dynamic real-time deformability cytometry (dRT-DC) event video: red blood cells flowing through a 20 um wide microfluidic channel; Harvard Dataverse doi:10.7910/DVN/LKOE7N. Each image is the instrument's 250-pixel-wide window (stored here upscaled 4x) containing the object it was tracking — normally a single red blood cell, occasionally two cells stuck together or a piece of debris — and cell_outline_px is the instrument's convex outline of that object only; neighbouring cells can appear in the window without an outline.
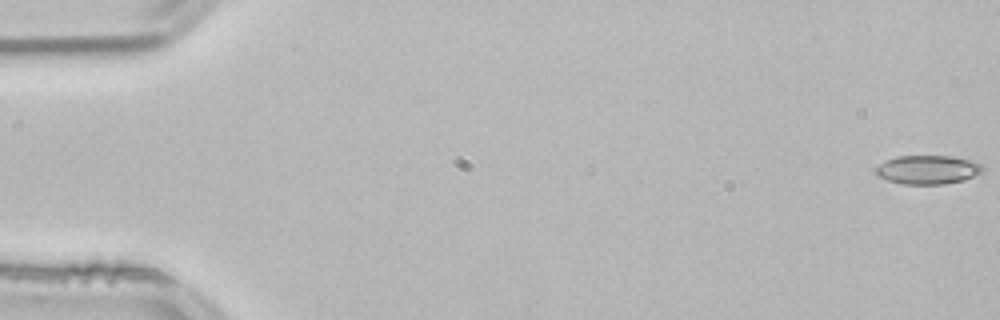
{"species": "common noctule bat (a hibernating species)", "species_latin": "Nyctalus noctula", "temperature_condition": "room temperature", "stored_images_in_passage": 54, "camera_frame_rate_fps": 3000, "um_per_image_px": 0.085, "animal": {"sex": "male", "body_mass_g": 21.5, "forearm_length_mm": 52.0}, "frame": {"image": 1, "passage_image": 1, "time_ms": 0.0, "image_size_px": [1000, 320], "cell_outline_px": [[984, 168], [980, 172], [964, 180], [944, 184], [904, 184], [888, 180], [876, 176], [872, 168], [876, 164], [884, 160], [896, 156], [952, 156], [976, 160]], "centroid_in_image_um": [78.79, 14.41], "position_along_channel_um": 6.2, "area_um2": 18.32}}
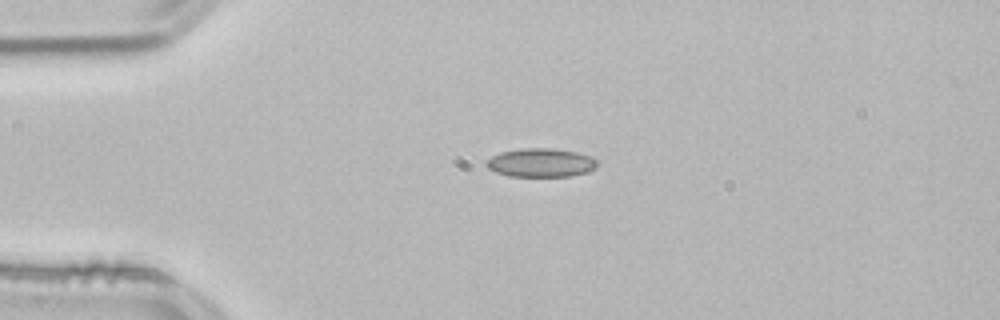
{"frame": {"image": 2, "passage_image": 13, "time_ms": 4.0, "image_size_px": [1000, 320], "cell_outline_px": [[596, 164], [592, 168], [584, 172], [568, 176], [508, 176], [496, 172], [488, 168], [484, 164], [484, 160], [500, 152], [520, 148], [552, 148], [576, 152], [592, 156], [596, 160]], "centroid_in_image_um": [45.89, 13.81], "position_along_channel_um": 39.1, "area_um2": 18.44}}
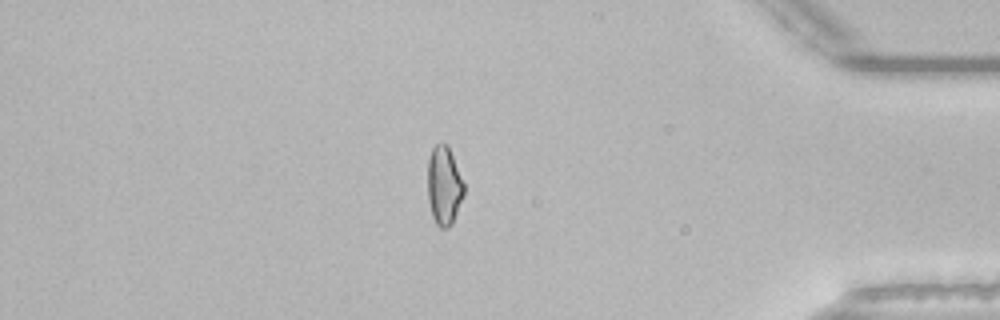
{"frame": {"image": 3, "passage_image": 46, "time_ms": 15.0, "image_size_px": [1000, 320], "cell_outline_px": [[464, 196], [452, 224], [448, 228], [440, 228], [436, 224], [432, 216], [428, 200], [428, 160], [432, 148], [436, 144], [448, 144], [464, 184]], "centroid_in_image_um": [37.74, 15.8], "position_along_channel_um": 397.5, "area_um2": 16.7}, "authors_computed_cell_mechanics": {"area_um2": 17.2822, "velocity_mm_per_s": 3.8435, "shape_relaxation_time_tau1_ms": null, "shape_relaxation_time_tau2_ms": 2.8545, "deformation_change_tau1": null, "deformation_change_tau2": 0.0881}}